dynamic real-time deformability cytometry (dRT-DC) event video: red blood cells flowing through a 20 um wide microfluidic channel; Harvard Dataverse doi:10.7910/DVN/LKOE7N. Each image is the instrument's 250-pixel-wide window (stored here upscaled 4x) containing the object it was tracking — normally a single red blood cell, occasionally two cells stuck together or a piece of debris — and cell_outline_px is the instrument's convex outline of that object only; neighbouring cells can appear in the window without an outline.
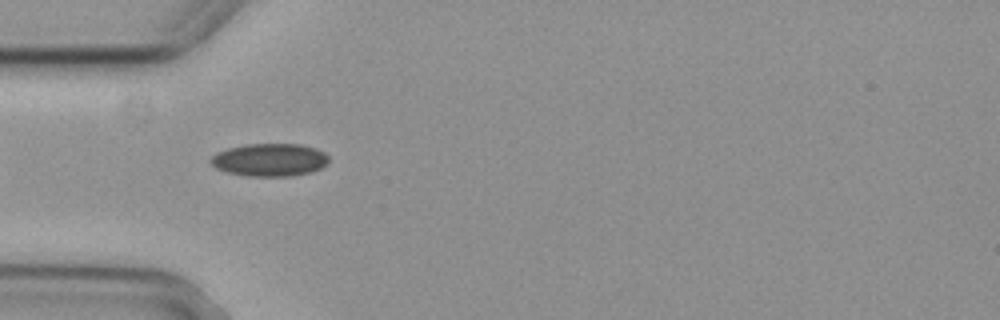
{"species": "common noctule bat (a hibernating species)", "species_latin": "Nyctalus noctula", "temperature_condition": "cold", "stored_images_in_passage": 5, "camera_frame_rate_fps": 3000, "um_per_image_px": 0.085, "animal": {"sex": "female", "body_mass_g": 29.2, "forearm_length_mm": 56.3}, "frame": {"image": 1, "passage_image": 5, "time_ms": 1.333, "image_size_px": [1000, 320], "cell_outline_px": [[328, 164], [320, 168], [308, 172], [292, 176], [244, 176], [228, 172], [216, 168], [208, 160], [216, 152], [228, 148], [248, 144], [300, 144], [316, 148], [324, 152], [328, 156]], "centroid_in_image_um": [22.91, 13.58], "position_along_channel_um": 62.1, "area_um2": 22.6}}